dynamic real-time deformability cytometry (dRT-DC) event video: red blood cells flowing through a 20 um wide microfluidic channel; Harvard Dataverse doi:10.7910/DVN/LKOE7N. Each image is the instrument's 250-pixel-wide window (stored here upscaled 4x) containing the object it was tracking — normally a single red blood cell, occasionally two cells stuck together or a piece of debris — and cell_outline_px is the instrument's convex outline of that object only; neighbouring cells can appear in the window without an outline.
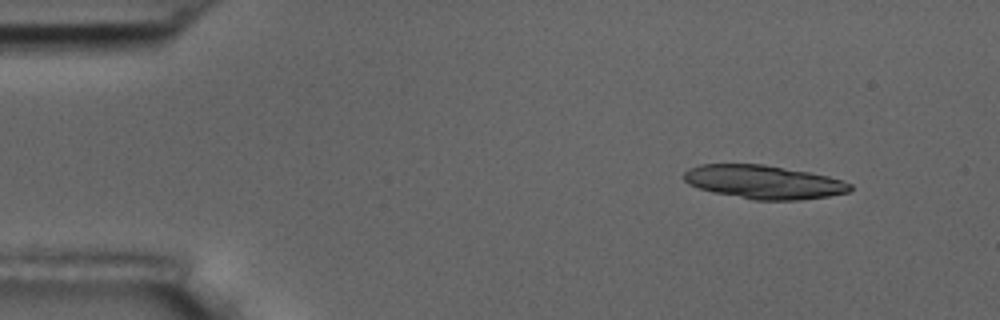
{"species": "common noctule bat (a hibernating species)", "species_latin": "Nyctalus noctula", "temperature_condition": "room temperature", "stored_images_in_passage": 4, "camera_frame_rate_fps": 3000, "um_per_image_px": 0.085, "animal": {"sex": "male", "body_mass_g": 17.5, "forearm_length_mm": 52.3}, "frame": {"image": 1, "passage_image": 1, "time_ms": 0.0, "image_size_px": [1000, 320], "cell_outline_px": [[852, 188], [848, 192], [828, 196], [796, 200], [752, 200], [712, 192], [688, 184], [684, 180], [684, 172], [688, 168], [700, 164], [764, 164], [808, 172], [828, 176], [844, 180], [852, 184]], "centroid_in_image_um": [64.9, 15.47], "position_along_channel_um": 20.1, "area_um2": 32.6}}